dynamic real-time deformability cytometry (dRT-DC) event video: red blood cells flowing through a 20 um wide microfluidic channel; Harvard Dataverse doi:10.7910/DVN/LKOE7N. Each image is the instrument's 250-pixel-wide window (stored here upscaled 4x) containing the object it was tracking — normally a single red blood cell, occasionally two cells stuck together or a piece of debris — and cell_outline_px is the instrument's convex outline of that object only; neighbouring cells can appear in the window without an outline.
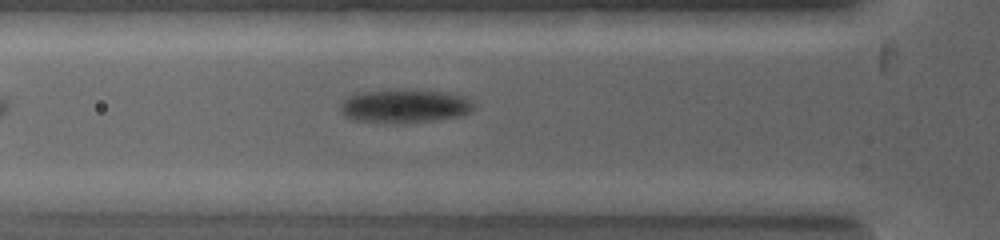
{"species": "common noctule bat (a hibernating species)", "species_latin": "Nyctalus noctula", "temperature_condition": "warm", "stored_images_in_passage": 8, "camera_frame_rate_fps": 5000, "um_per_image_px": 0.085, "animal": {"sex": "female", "body_mass_g": 19.0, "forearm_length_mm": 53.3}, "frame": {"image": 1, "passage_image": 3, "time_ms": 0.4, "image_size_px": [1000, 240], "cell_outline_px": [[472, 108], [464, 116], [436, 120], [388, 124], [352, 120], [344, 116], [340, 112], [340, 104], [344, 100], [352, 96], [368, 92], [404, 88], [440, 92], [464, 96], [472, 104]], "centroid_in_image_um": [34.36, 9.04], "position_along_channel_um": 91.4, "area_um2": 26.13}}